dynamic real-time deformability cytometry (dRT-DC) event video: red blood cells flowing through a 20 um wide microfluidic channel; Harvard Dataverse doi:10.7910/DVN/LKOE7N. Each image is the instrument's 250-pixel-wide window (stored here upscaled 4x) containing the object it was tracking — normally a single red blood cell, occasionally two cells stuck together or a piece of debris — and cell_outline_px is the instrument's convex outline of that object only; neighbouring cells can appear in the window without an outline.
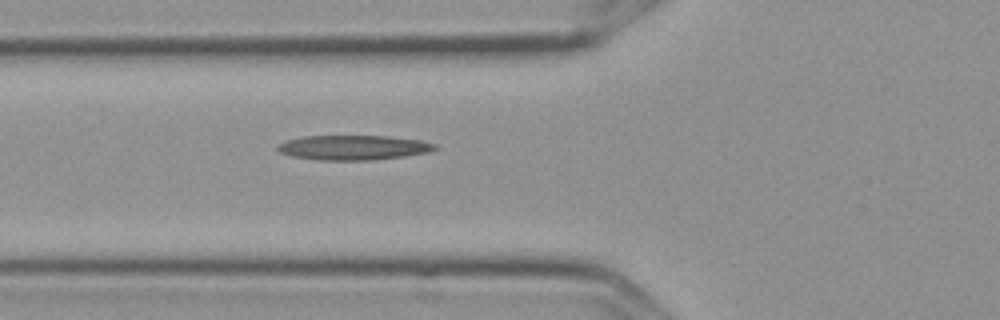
{"species": "Egyptian fruit bat (a non-hibernating species)", "species_latin": "Rousettus aegyptiacus", "temperature_condition": "cold", "stored_images_in_passage": 2, "camera_frame_rate_fps": 3000, "um_per_image_px": 0.085, "frame": {"image": 1, "passage_image": 2, "time_ms": 0.333, "image_size_px": [1000, 320], "cell_outline_px": [[440, 148], [428, 152], [404, 156], [368, 160], [320, 160], [292, 156], [280, 152], [276, 148], [276, 144], [288, 140], [304, 136], [388, 136], [420, 140], [436, 144]], "centroid_in_image_um": [30.04, 12.54], "position_along_channel_um": 95.8, "area_um2": 22.6}}